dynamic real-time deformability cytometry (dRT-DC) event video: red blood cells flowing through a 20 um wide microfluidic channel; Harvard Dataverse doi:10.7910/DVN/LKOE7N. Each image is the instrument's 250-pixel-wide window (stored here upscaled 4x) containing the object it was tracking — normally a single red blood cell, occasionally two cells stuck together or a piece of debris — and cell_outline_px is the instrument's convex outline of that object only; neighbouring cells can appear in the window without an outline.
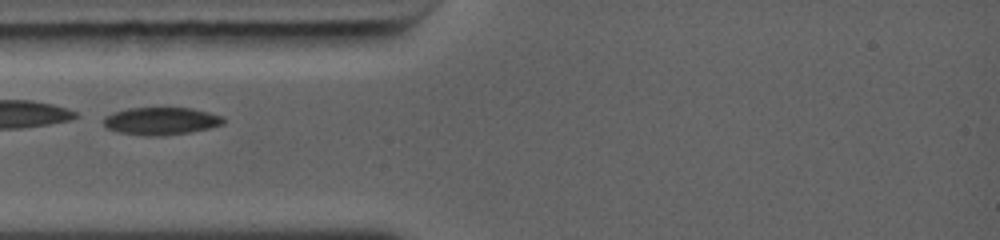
{"species": "common noctule bat (a hibernating species)", "species_latin": "Nyctalus noctula", "temperature_condition": "warm", "stored_images_in_passage": 5, "camera_frame_rate_fps": 5000, "um_per_image_px": 0.085, "animal": {"sex": "female", "body_mass_g": 19.0, "forearm_length_mm": 56.7}, "frame": {"image": 1, "passage_image": 1, "time_ms": 0.0, "image_size_px": [1000, 240], "cell_outline_px": [[224, 124], [192, 132], [164, 136], [144, 136], [116, 132], [104, 128], [104, 116], [112, 112], [128, 108], [192, 108], [224, 116]], "centroid_in_image_um": [13.66, 10.3], "position_along_channel_um": 71.3, "area_um2": 19.59}}
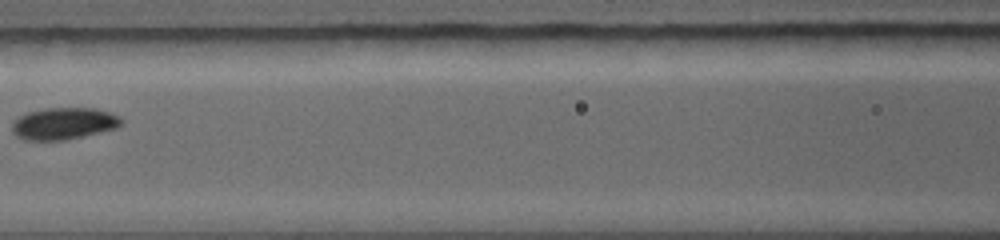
{"frame": {"image": 2, "passage_image": 4, "time_ms": 2.0, "image_size_px": [1000, 240], "cell_outline_px": [[120, 124], [116, 128], [64, 140], [24, 140], [16, 136], [12, 132], [12, 124], [20, 116], [28, 112], [44, 108], [96, 108], [120, 116]], "centroid_in_image_um": [5.38, 10.49], "position_along_channel_um": 161.2, "area_um2": 20.06}}
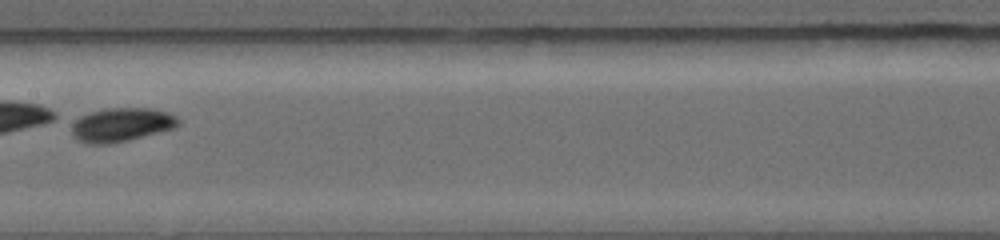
{"frame": {"image": 3, "passage_image": 5, "time_ms": 2.8, "image_size_px": [1000, 240], "cell_outline_px": [[180, 124], [172, 128], [128, 140], [108, 144], [88, 144], [72, 136], [72, 120], [80, 116], [104, 108], [148, 108], [168, 112], [176, 116], [180, 120]], "centroid_in_image_um": [10.29, 10.59], "position_along_channel_um": 197.1, "area_um2": 20.92}}